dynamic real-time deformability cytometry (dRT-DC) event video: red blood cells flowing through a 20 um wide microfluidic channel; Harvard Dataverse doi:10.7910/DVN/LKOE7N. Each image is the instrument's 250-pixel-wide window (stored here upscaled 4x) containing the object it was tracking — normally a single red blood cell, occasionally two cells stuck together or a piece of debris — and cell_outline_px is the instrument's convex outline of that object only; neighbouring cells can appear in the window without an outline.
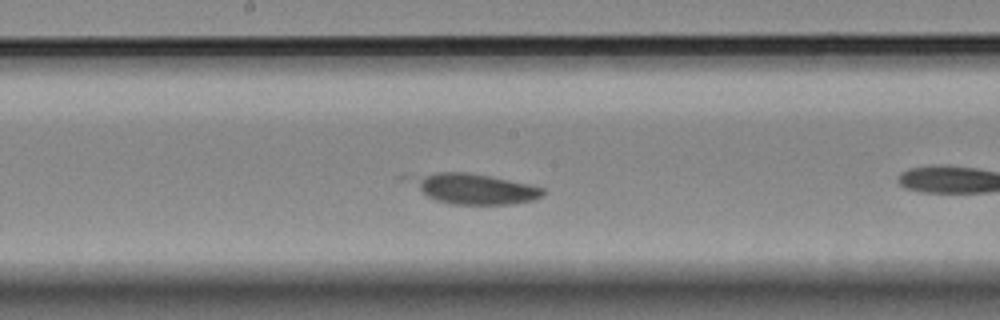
{"species": "Egyptian fruit bat (a non-hibernating species)", "species_latin": "Rousettus aegyptiacus", "temperature_condition": "room temperature", "stored_images_in_passage": 33, "camera_frame_rate_fps": 3000, "um_per_image_px": 0.085, "animal": {"sex": "female"}, "frame": {"image": 1, "passage_image": 13, "time_ms": 4.0, "image_size_px": [1000, 320], "cell_outline_px": [[548, 192], [544, 196], [536, 200], [508, 204], [452, 204], [436, 200], [428, 196], [412, 180], [436, 172], [468, 172], [532, 184], [544, 188]], "centroid_in_image_um": [40.54, 16.06], "position_along_channel_um": 207.7, "area_um2": 22.77}}
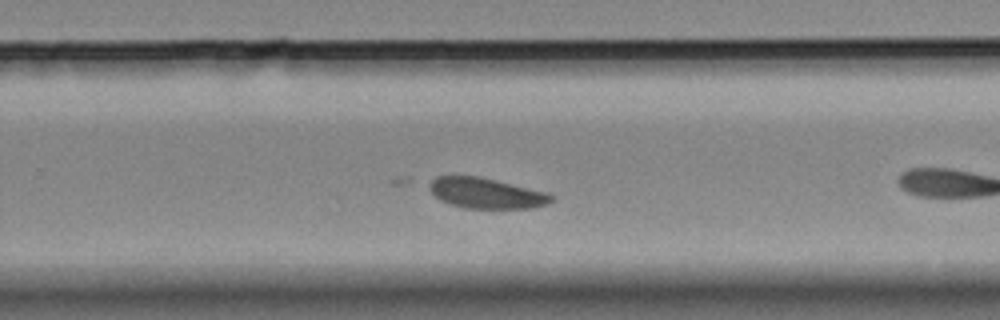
{"frame": {"image": 2, "passage_image": 18, "time_ms": 5.667, "image_size_px": [1000, 320], "cell_outline_px": [[556, 200], [548, 204], [536, 208], [464, 208], [440, 200], [424, 184], [436, 176], [476, 176], [496, 180], [548, 192], [556, 196]], "centroid_in_image_um": [41.36, 16.42], "position_along_channel_um": 288.4, "area_um2": 22.02}}